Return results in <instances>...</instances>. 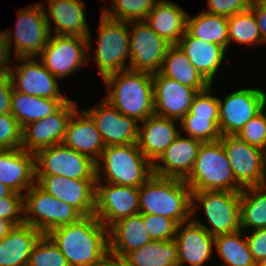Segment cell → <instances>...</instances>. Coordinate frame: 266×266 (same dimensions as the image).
<instances>
[{"instance_id": "6da1fadb", "label": "cell", "mask_w": 266, "mask_h": 266, "mask_svg": "<svg viewBox=\"0 0 266 266\" xmlns=\"http://www.w3.org/2000/svg\"><path fill=\"white\" fill-rule=\"evenodd\" d=\"M47 235L70 266H94L109 252L108 229L94 214L54 228Z\"/></svg>"}, {"instance_id": "7a4b0ae2", "label": "cell", "mask_w": 266, "mask_h": 266, "mask_svg": "<svg viewBox=\"0 0 266 266\" xmlns=\"http://www.w3.org/2000/svg\"><path fill=\"white\" fill-rule=\"evenodd\" d=\"M141 214L165 216L178 225L192 219V191L185 180L153 174L139 187Z\"/></svg>"}, {"instance_id": "3957f363", "label": "cell", "mask_w": 266, "mask_h": 266, "mask_svg": "<svg viewBox=\"0 0 266 266\" xmlns=\"http://www.w3.org/2000/svg\"><path fill=\"white\" fill-rule=\"evenodd\" d=\"M103 80L109 93L105 100L120 113L138 122L154 114L152 73L127 69Z\"/></svg>"}, {"instance_id": "277c9868", "label": "cell", "mask_w": 266, "mask_h": 266, "mask_svg": "<svg viewBox=\"0 0 266 266\" xmlns=\"http://www.w3.org/2000/svg\"><path fill=\"white\" fill-rule=\"evenodd\" d=\"M100 159L103 164H100ZM104 170L105 176L102 175ZM153 175V164L145 157L137 143L105 146L96 163V181L105 177L106 184L139 188Z\"/></svg>"}, {"instance_id": "5b68a950", "label": "cell", "mask_w": 266, "mask_h": 266, "mask_svg": "<svg viewBox=\"0 0 266 266\" xmlns=\"http://www.w3.org/2000/svg\"><path fill=\"white\" fill-rule=\"evenodd\" d=\"M185 182L192 192L242 191L233 177L227 154L220 140L201 143L194 167Z\"/></svg>"}, {"instance_id": "8992f818", "label": "cell", "mask_w": 266, "mask_h": 266, "mask_svg": "<svg viewBox=\"0 0 266 266\" xmlns=\"http://www.w3.org/2000/svg\"><path fill=\"white\" fill-rule=\"evenodd\" d=\"M240 198L241 192L234 191L192 192V220L214 237L239 231L241 230ZM196 201L201 204H196ZM197 205L203 206L211 229L193 217L198 210Z\"/></svg>"}, {"instance_id": "52a82bcc", "label": "cell", "mask_w": 266, "mask_h": 266, "mask_svg": "<svg viewBox=\"0 0 266 266\" xmlns=\"http://www.w3.org/2000/svg\"><path fill=\"white\" fill-rule=\"evenodd\" d=\"M24 209L25 224L43 234L54 228L75 223L83 217L76 208L47 193L37 183L26 191Z\"/></svg>"}, {"instance_id": "ba28073f", "label": "cell", "mask_w": 266, "mask_h": 266, "mask_svg": "<svg viewBox=\"0 0 266 266\" xmlns=\"http://www.w3.org/2000/svg\"><path fill=\"white\" fill-rule=\"evenodd\" d=\"M99 35L96 54L93 57L102 79L129 69L130 61L128 22L106 17L102 12L99 23Z\"/></svg>"}, {"instance_id": "9c48e42d", "label": "cell", "mask_w": 266, "mask_h": 266, "mask_svg": "<svg viewBox=\"0 0 266 266\" xmlns=\"http://www.w3.org/2000/svg\"><path fill=\"white\" fill-rule=\"evenodd\" d=\"M17 13L15 35L6 30V42L11 50L15 45L17 58L39 56L51 36L43 5L36 3L28 8L19 9Z\"/></svg>"}, {"instance_id": "30bf717a", "label": "cell", "mask_w": 266, "mask_h": 266, "mask_svg": "<svg viewBox=\"0 0 266 266\" xmlns=\"http://www.w3.org/2000/svg\"><path fill=\"white\" fill-rule=\"evenodd\" d=\"M96 179V163L79 152L57 144L35 153V176Z\"/></svg>"}, {"instance_id": "8fae6325", "label": "cell", "mask_w": 266, "mask_h": 266, "mask_svg": "<svg viewBox=\"0 0 266 266\" xmlns=\"http://www.w3.org/2000/svg\"><path fill=\"white\" fill-rule=\"evenodd\" d=\"M88 52L87 38L51 34L39 56L43 66L57 79H62L86 64Z\"/></svg>"}, {"instance_id": "7c38bea8", "label": "cell", "mask_w": 266, "mask_h": 266, "mask_svg": "<svg viewBox=\"0 0 266 266\" xmlns=\"http://www.w3.org/2000/svg\"><path fill=\"white\" fill-rule=\"evenodd\" d=\"M131 26L129 41V69L149 73L159 72L163 59L171 46L144 20L128 22Z\"/></svg>"}, {"instance_id": "4fadbf2b", "label": "cell", "mask_w": 266, "mask_h": 266, "mask_svg": "<svg viewBox=\"0 0 266 266\" xmlns=\"http://www.w3.org/2000/svg\"><path fill=\"white\" fill-rule=\"evenodd\" d=\"M266 93L260 88H245L218 98L221 135H236L242 127L261 112Z\"/></svg>"}, {"instance_id": "5bb4252c", "label": "cell", "mask_w": 266, "mask_h": 266, "mask_svg": "<svg viewBox=\"0 0 266 266\" xmlns=\"http://www.w3.org/2000/svg\"><path fill=\"white\" fill-rule=\"evenodd\" d=\"M140 211L139 188L108 183L107 186L96 181L94 215L109 229L123 218Z\"/></svg>"}, {"instance_id": "9a60e30c", "label": "cell", "mask_w": 266, "mask_h": 266, "mask_svg": "<svg viewBox=\"0 0 266 266\" xmlns=\"http://www.w3.org/2000/svg\"><path fill=\"white\" fill-rule=\"evenodd\" d=\"M75 101L68 100L55 113L22 128V146L27 152L62 144L68 123L77 110Z\"/></svg>"}, {"instance_id": "2e32d148", "label": "cell", "mask_w": 266, "mask_h": 266, "mask_svg": "<svg viewBox=\"0 0 266 266\" xmlns=\"http://www.w3.org/2000/svg\"><path fill=\"white\" fill-rule=\"evenodd\" d=\"M47 193L76 208L83 216L94 214L96 179H68L64 176H35Z\"/></svg>"}, {"instance_id": "e0dca14e", "label": "cell", "mask_w": 266, "mask_h": 266, "mask_svg": "<svg viewBox=\"0 0 266 266\" xmlns=\"http://www.w3.org/2000/svg\"><path fill=\"white\" fill-rule=\"evenodd\" d=\"M17 59L23 64L15 66L16 71L11 68L9 74L14 90L36 97L68 99L60 93L58 79L43 66L40 60L37 62L35 57Z\"/></svg>"}, {"instance_id": "ac0fdd59", "label": "cell", "mask_w": 266, "mask_h": 266, "mask_svg": "<svg viewBox=\"0 0 266 266\" xmlns=\"http://www.w3.org/2000/svg\"><path fill=\"white\" fill-rule=\"evenodd\" d=\"M219 140L227 154L236 183L242 189L260 186L262 149L247 144L236 135H221Z\"/></svg>"}, {"instance_id": "d6986e66", "label": "cell", "mask_w": 266, "mask_h": 266, "mask_svg": "<svg viewBox=\"0 0 266 266\" xmlns=\"http://www.w3.org/2000/svg\"><path fill=\"white\" fill-rule=\"evenodd\" d=\"M85 111L95 121L105 146L137 143L139 122L120 113L105 99L96 107Z\"/></svg>"}, {"instance_id": "ffe728a7", "label": "cell", "mask_w": 266, "mask_h": 266, "mask_svg": "<svg viewBox=\"0 0 266 266\" xmlns=\"http://www.w3.org/2000/svg\"><path fill=\"white\" fill-rule=\"evenodd\" d=\"M154 114L180 121L188 112L197 91L190 86L153 73Z\"/></svg>"}, {"instance_id": "44dd1931", "label": "cell", "mask_w": 266, "mask_h": 266, "mask_svg": "<svg viewBox=\"0 0 266 266\" xmlns=\"http://www.w3.org/2000/svg\"><path fill=\"white\" fill-rule=\"evenodd\" d=\"M214 236L192 219L177 226L175 241L177 244L178 264L203 266L211 259L214 249Z\"/></svg>"}, {"instance_id": "7402d4cb", "label": "cell", "mask_w": 266, "mask_h": 266, "mask_svg": "<svg viewBox=\"0 0 266 266\" xmlns=\"http://www.w3.org/2000/svg\"><path fill=\"white\" fill-rule=\"evenodd\" d=\"M201 143L199 140L179 134L157 160L161 161L162 165L153 164V174L185 180L194 167Z\"/></svg>"}, {"instance_id": "603a6c76", "label": "cell", "mask_w": 266, "mask_h": 266, "mask_svg": "<svg viewBox=\"0 0 266 266\" xmlns=\"http://www.w3.org/2000/svg\"><path fill=\"white\" fill-rule=\"evenodd\" d=\"M48 14L43 4L45 17L51 30L49 18L56 24L55 35L79 36L88 39V50H90L91 34L85 17V5L82 0H49ZM49 16V17H48Z\"/></svg>"}, {"instance_id": "cb8c5ba5", "label": "cell", "mask_w": 266, "mask_h": 266, "mask_svg": "<svg viewBox=\"0 0 266 266\" xmlns=\"http://www.w3.org/2000/svg\"><path fill=\"white\" fill-rule=\"evenodd\" d=\"M62 144L93 160L99 161L105 145L93 118L85 111L78 109L73 113Z\"/></svg>"}, {"instance_id": "d4e9b609", "label": "cell", "mask_w": 266, "mask_h": 266, "mask_svg": "<svg viewBox=\"0 0 266 266\" xmlns=\"http://www.w3.org/2000/svg\"><path fill=\"white\" fill-rule=\"evenodd\" d=\"M0 183L22 194L36 183L35 154L22 148L0 151Z\"/></svg>"}, {"instance_id": "484cf974", "label": "cell", "mask_w": 266, "mask_h": 266, "mask_svg": "<svg viewBox=\"0 0 266 266\" xmlns=\"http://www.w3.org/2000/svg\"><path fill=\"white\" fill-rule=\"evenodd\" d=\"M141 125L137 144L145 157L154 164L180 133L175 126V119L155 114L141 121Z\"/></svg>"}, {"instance_id": "4316f807", "label": "cell", "mask_w": 266, "mask_h": 266, "mask_svg": "<svg viewBox=\"0 0 266 266\" xmlns=\"http://www.w3.org/2000/svg\"><path fill=\"white\" fill-rule=\"evenodd\" d=\"M179 48L186 54L200 75L210 84L223 61L225 49L215 43L191 36L187 31L180 38Z\"/></svg>"}, {"instance_id": "83f0119b", "label": "cell", "mask_w": 266, "mask_h": 266, "mask_svg": "<svg viewBox=\"0 0 266 266\" xmlns=\"http://www.w3.org/2000/svg\"><path fill=\"white\" fill-rule=\"evenodd\" d=\"M42 235L31 225L15 226L0 240V266H28L30 254Z\"/></svg>"}, {"instance_id": "f1b7e54d", "label": "cell", "mask_w": 266, "mask_h": 266, "mask_svg": "<svg viewBox=\"0 0 266 266\" xmlns=\"http://www.w3.org/2000/svg\"><path fill=\"white\" fill-rule=\"evenodd\" d=\"M188 14L177 4L158 0L144 19L160 37L177 45L186 32Z\"/></svg>"}, {"instance_id": "f546056e", "label": "cell", "mask_w": 266, "mask_h": 266, "mask_svg": "<svg viewBox=\"0 0 266 266\" xmlns=\"http://www.w3.org/2000/svg\"><path fill=\"white\" fill-rule=\"evenodd\" d=\"M109 253L123 258L128 252L145 246L150 238L141 213L118 220L108 229Z\"/></svg>"}, {"instance_id": "4dcf8cb0", "label": "cell", "mask_w": 266, "mask_h": 266, "mask_svg": "<svg viewBox=\"0 0 266 266\" xmlns=\"http://www.w3.org/2000/svg\"><path fill=\"white\" fill-rule=\"evenodd\" d=\"M68 100L36 97L13 89L10 113L23 128L27 124L55 113Z\"/></svg>"}, {"instance_id": "1f68e13d", "label": "cell", "mask_w": 266, "mask_h": 266, "mask_svg": "<svg viewBox=\"0 0 266 266\" xmlns=\"http://www.w3.org/2000/svg\"><path fill=\"white\" fill-rule=\"evenodd\" d=\"M159 72L181 84L194 88L197 92L210 85L178 45H171L168 48Z\"/></svg>"}, {"instance_id": "d6a6232c", "label": "cell", "mask_w": 266, "mask_h": 266, "mask_svg": "<svg viewBox=\"0 0 266 266\" xmlns=\"http://www.w3.org/2000/svg\"><path fill=\"white\" fill-rule=\"evenodd\" d=\"M123 259L126 266H173L178 264L177 244L175 240H151Z\"/></svg>"}, {"instance_id": "836d02e7", "label": "cell", "mask_w": 266, "mask_h": 266, "mask_svg": "<svg viewBox=\"0 0 266 266\" xmlns=\"http://www.w3.org/2000/svg\"><path fill=\"white\" fill-rule=\"evenodd\" d=\"M186 31L193 37L215 43L225 50L229 45L228 17L201 11L195 17L187 16Z\"/></svg>"}, {"instance_id": "e575fe53", "label": "cell", "mask_w": 266, "mask_h": 266, "mask_svg": "<svg viewBox=\"0 0 266 266\" xmlns=\"http://www.w3.org/2000/svg\"><path fill=\"white\" fill-rule=\"evenodd\" d=\"M241 229L266 228V188L261 186L244 188L240 198Z\"/></svg>"}, {"instance_id": "d590c367", "label": "cell", "mask_w": 266, "mask_h": 266, "mask_svg": "<svg viewBox=\"0 0 266 266\" xmlns=\"http://www.w3.org/2000/svg\"><path fill=\"white\" fill-rule=\"evenodd\" d=\"M243 232L241 229L233 233L215 236L214 246L221 259L226 263L221 266H256L246 237L242 235Z\"/></svg>"}, {"instance_id": "8d00e7d4", "label": "cell", "mask_w": 266, "mask_h": 266, "mask_svg": "<svg viewBox=\"0 0 266 266\" xmlns=\"http://www.w3.org/2000/svg\"><path fill=\"white\" fill-rule=\"evenodd\" d=\"M228 29L229 43L235 41L251 46L265 43L251 8L228 17Z\"/></svg>"}, {"instance_id": "74e56055", "label": "cell", "mask_w": 266, "mask_h": 266, "mask_svg": "<svg viewBox=\"0 0 266 266\" xmlns=\"http://www.w3.org/2000/svg\"><path fill=\"white\" fill-rule=\"evenodd\" d=\"M158 0H112L111 9L103 7L102 13L113 20L131 22L146 18Z\"/></svg>"}, {"instance_id": "f35d334b", "label": "cell", "mask_w": 266, "mask_h": 266, "mask_svg": "<svg viewBox=\"0 0 266 266\" xmlns=\"http://www.w3.org/2000/svg\"><path fill=\"white\" fill-rule=\"evenodd\" d=\"M28 266L70 265L53 240L47 234H43L30 254Z\"/></svg>"}, {"instance_id": "ab89813d", "label": "cell", "mask_w": 266, "mask_h": 266, "mask_svg": "<svg viewBox=\"0 0 266 266\" xmlns=\"http://www.w3.org/2000/svg\"><path fill=\"white\" fill-rule=\"evenodd\" d=\"M181 127L193 139L204 142H214L221 138L219 120H208V118L185 115L180 120Z\"/></svg>"}, {"instance_id": "60d3db41", "label": "cell", "mask_w": 266, "mask_h": 266, "mask_svg": "<svg viewBox=\"0 0 266 266\" xmlns=\"http://www.w3.org/2000/svg\"><path fill=\"white\" fill-rule=\"evenodd\" d=\"M210 91H212L211 85L197 92L186 115L208 118V120H219L218 97L212 96Z\"/></svg>"}, {"instance_id": "b9f144b4", "label": "cell", "mask_w": 266, "mask_h": 266, "mask_svg": "<svg viewBox=\"0 0 266 266\" xmlns=\"http://www.w3.org/2000/svg\"><path fill=\"white\" fill-rule=\"evenodd\" d=\"M145 229L152 240H174L178 224L171 218L141 214Z\"/></svg>"}, {"instance_id": "7bdbcfd3", "label": "cell", "mask_w": 266, "mask_h": 266, "mask_svg": "<svg viewBox=\"0 0 266 266\" xmlns=\"http://www.w3.org/2000/svg\"><path fill=\"white\" fill-rule=\"evenodd\" d=\"M236 136L251 146L264 149L266 147V122L264 114L260 112L251 118Z\"/></svg>"}, {"instance_id": "ee69618b", "label": "cell", "mask_w": 266, "mask_h": 266, "mask_svg": "<svg viewBox=\"0 0 266 266\" xmlns=\"http://www.w3.org/2000/svg\"><path fill=\"white\" fill-rule=\"evenodd\" d=\"M0 146L2 149L22 146V127L11 113L0 114Z\"/></svg>"}, {"instance_id": "f6af8a7d", "label": "cell", "mask_w": 266, "mask_h": 266, "mask_svg": "<svg viewBox=\"0 0 266 266\" xmlns=\"http://www.w3.org/2000/svg\"><path fill=\"white\" fill-rule=\"evenodd\" d=\"M24 213V195L14 192L11 196L0 198V219L17 226L25 223Z\"/></svg>"}, {"instance_id": "bcb514c9", "label": "cell", "mask_w": 266, "mask_h": 266, "mask_svg": "<svg viewBox=\"0 0 266 266\" xmlns=\"http://www.w3.org/2000/svg\"><path fill=\"white\" fill-rule=\"evenodd\" d=\"M252 0H208L206 13L230 17L250 8Z\"/></svg>"}, {"instance_id": "7dc6e473", "label": "cell", "mask_w": 266, "mask_h": 266, "mask_svg": "<svg viewBox=\"0 0 266 266\" xmlns=\"http://www.w3.org/2000/svg\"><path fill=\"white\" fill-rule=\"evenodd\" d=\"M245 237L254 261L266 260V228L254 230Z\"/></svg>"}, {"instance_id": "c3c4849f", "label": "cell", "mask_w": 266, "mask_h": 266, "mask_svg": "<svg viewBox=\"0 0 266 266\" xmlns=\"http://www.w3.org/2000/svg\"><path fill=\"white\" fill-rule=\"evenodd\" d=\"M13 85L9 76L0 77V114L10 113Z\"/></svg>"}, {"instance_id": "681fc988", "label": "cell", "mask_w": 266, "mask_h": 266, "mask_svg": "<svg viewBox=\"0 0 266 266\" xmlns=\"http://www.w3.org/2000/svg\"><path fill=\"white\" fill-rule=\"evenodd\" d=\"M250 8L255 15L262 40L266 42V3L260 2L259 0H252Z\"/></svg>"}, {"instance_id": "f907efd6", "label": "cell", "mask_w": 266, "mask_h": 266, "mask_svg": "<svg viewBox=\"0 0 266 266\" xmlns=\"http://www.w3.org/2000/svg\"><path fill=\"white\" fill-rule=\"evenodd\" d=\"M10 46L6 39L0 40V77L9 76L12 66L10 63Z\"/></svg>"}, {"instance_id": "816d5d0a", "label": "cell", "mask_w": 266, "mask_h": 266, "mask_svg": "<svg viewBox=\"0 0 266 266\" xmlns=\"http://www.w3.org/2000/svg\"><path fill=\"white\" fill-rule=\"evenodd\" d=\"M94 266H126V264H125L123 258L115 256V255L108 252Z\"/></svg>"}, {"instance_id": "f5cc1de1", "label": "cell", "mask_w": 266, "mask_h": 266, "mask_svg": "<svg viewBox=\"0 0 266 266\" xmlns=\"http://www.w3.org/2000/svg\"><path fill=\"white\" fill-rule=\"evenodd\" d=\"M15 225L4 219H0V240L5 237L13 228Z\"/></svg>"}, {"instance_id": "db71d44e", "label": "cell", "mask_w": 266, "mask_h": 266, "mask_svg": "<svg viewBox=\"0 0 266 266\" xmlns=\"http://www.w3.org/2000/svg\"><path fill=\"white\" fill-rule=\"evenodd\" d=\"M260 186L266 188V147L262 149V166H261Z\"/></svg>"}, {"instance_id": "11a10c76", "label": "cell", "mask_w": 266, "mask_h": 266, "mask_svg": "<svg viewBox=\"0 0 266 266\" xmlns=\"http://www.w3.org/2000/svg\"><path fill=\"white\" fill-rule=\"evenodd\" d=\"M13 193L14 191L12 189L4 185L3 183H0V198L11 196Z\"/></svg>"}, {"instance_id": "9f6ffc18", "label": "cell", "mask_w": 266, "mask_h": 266, "mask_svg": "<svg viewBox=\"0 0 266 266\" xmlns=\"http://www.w3.org/2000/svg\"><path fill=\"white\" fill-rule=\"evenodd\" d=\"M265 108H266V100H265V102L263 103V105H262V109H261V112L264 114V119H265V122H266V115H265Z\"/></svg>"}, {"instance_id": "6f0895ef", "label": "cell", "mask_w": 266, "mask_h": 266, "mask_svg": "<svg viewBox=\"0 0 266 266\" xmlns=\"http://www.w3.org/2000/svg\"><path fill=\"white\" fill-rule=\"evenodd\" d=\"M256 266H266V260L256 263Z\"/></svg>"}, {"instance_id": "680465c9", "label": "cell", "mask_w": 266, "mask_h": 266, "mask_svg": "<svg viewBox=\"0 0 266 266\" xmlns=\"http://www.w3.org/2000/svg\"><path fill=\"white\" fill-rule=\"evenodd\" d=\"M5 38V32L3 33V31L2 32H0V40H3Z\"/></svg>"}, {"instance_id": "91938a15", "label": "cell", "mask_w": 266, "mask_h": 266, "mask_svg": "<svg viewBox=\"0 0 266 266\" xmlns=\"http://www.w3.org/2000/svg\"><path fill=\"white\" fill-rule=\"evenodd\" d=\"M173 266H184V265H181V264H175V265H173Z\"/></svg>"}, {"instance_id": "94428289", "label": "cell", "mask_w": 266, "mask_h": 266, "mask_svg": "<svg viewBox=\"0 0 266 266\" xmlns=\"http://www.w3.org/2000/svg\"><path fill=\"white\" fill-rule=\"evenodd\" d=\"M260 2L266 3V0H259Z\"/></svg>"}]
</instances>
